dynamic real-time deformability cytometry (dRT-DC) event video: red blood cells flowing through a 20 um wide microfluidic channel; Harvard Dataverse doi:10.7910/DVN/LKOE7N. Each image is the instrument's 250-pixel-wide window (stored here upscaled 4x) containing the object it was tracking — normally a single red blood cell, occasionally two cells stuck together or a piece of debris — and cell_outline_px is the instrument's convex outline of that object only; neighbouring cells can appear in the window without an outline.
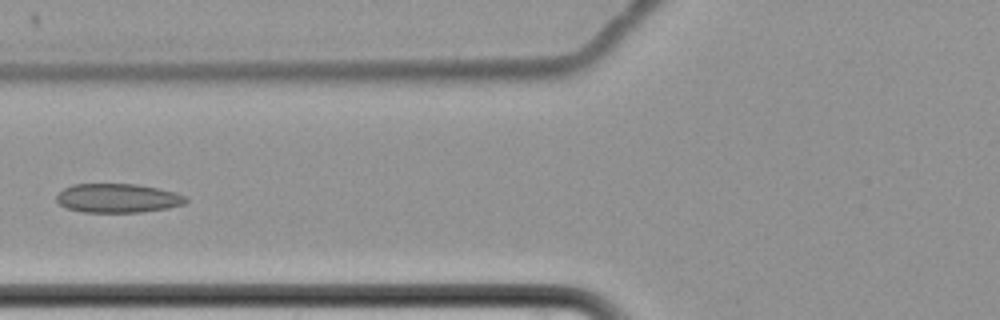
{"species": "common noctule bat (a hibernating species)", "species_latin": "Nyctalus noctula", "temperature_condition": "cold", "stored_images_in_passage": 9, "camera_frame_rate_fps": 3000, "um_per_image_px": 0.085, "animal": {"sex": "female", "body_mass_g": 22.7, "forearm_length_mm": 54.2}, "frame": {"image": 1, "passage_image": 9, "time_ms": 9.667, "image_size_px": [1000, 320], "cell_outline_px": [[188, 200], [184, 204], [168, 208], [140, 212], [84, 212], [64, 208], [56, 200], [56, 196], [64, 188], [72, 184], [136, 184], [160, 188], [176, 192], [184, 196]], "centroid_in_image_um": [10.0, 16.84], "position_along_channel_um": 115.8, "area_um2": 21.96}}